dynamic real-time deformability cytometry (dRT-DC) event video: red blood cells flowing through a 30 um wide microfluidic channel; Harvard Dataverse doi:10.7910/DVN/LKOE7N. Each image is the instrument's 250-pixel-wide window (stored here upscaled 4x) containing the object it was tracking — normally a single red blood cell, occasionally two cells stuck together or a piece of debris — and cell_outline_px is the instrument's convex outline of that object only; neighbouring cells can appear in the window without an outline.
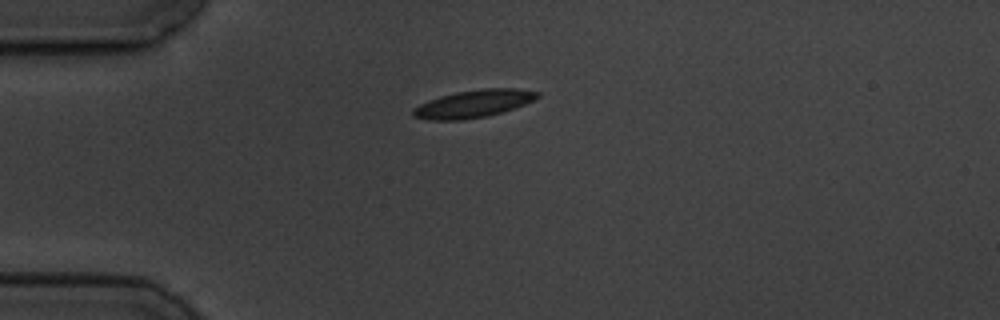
{"species": "common noctule bat (a hibernating species)", "species_latin": "Nyctalus noctula", "temperature_condition": "cold", "stored_images_in_passage": 1, "camera_frame_rate_fps": 3000, "um_per_image_px": 0.085, "animal": {"sex": "male", "body_mass_g": 19.5, "forearm_length_mm": 54.6}, "frame": {"image": 1, "passage_image": 1, "time_ms": 0.0, "image_size_px": [1000, 320], "cell_outline_px": [[540, 96], [524, 104], [488, 116], [460, 120], [428, 120], [412, 116], [412, 108], [428, 100], [440, 96], [456, 92], [484, 88], [516, 88], [540, 92]], "centroid_in_image_um": [40.21, 8.81], "position_along_channel_um": 44.8, "area_um2": 19.88}}